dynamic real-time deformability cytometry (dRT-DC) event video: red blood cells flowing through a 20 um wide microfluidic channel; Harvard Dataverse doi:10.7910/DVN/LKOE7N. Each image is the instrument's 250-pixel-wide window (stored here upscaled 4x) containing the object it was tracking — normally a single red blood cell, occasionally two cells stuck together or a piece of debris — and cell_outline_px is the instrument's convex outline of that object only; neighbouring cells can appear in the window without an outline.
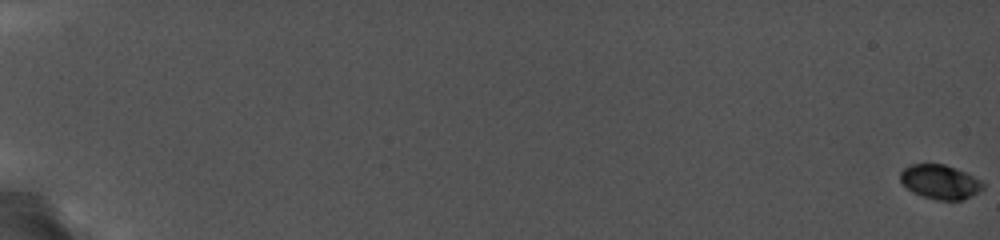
{"species": "common noctule bat (a hibernating species)", "species_latin": "Nyctalus noctula", "temperature_condition": "cold", "stored_images_in_passage": 26, "camera_frame_rate_fps": 5000, "um_per_image_px": 0.085, "animal": {"sex": "female", "body_mass_g": 19.0, "forearm_length_mm": 56.7}, "frame": {"image": 1, "passage_image": 1, "time_ms": 0.0, "image_size_px": [1000, 240], "cell_outline_px": [[984, 188], [964, 200], [936, 200], [912, 192], [900, 180], [900, 172], [908, 164], [944, 164], [956, 168], [980, 180], [984, 184]], "centroid_in_image_um": [79.9, 15.45], "position_along_channel_um": 5.1, "area_um2": 16.42}}
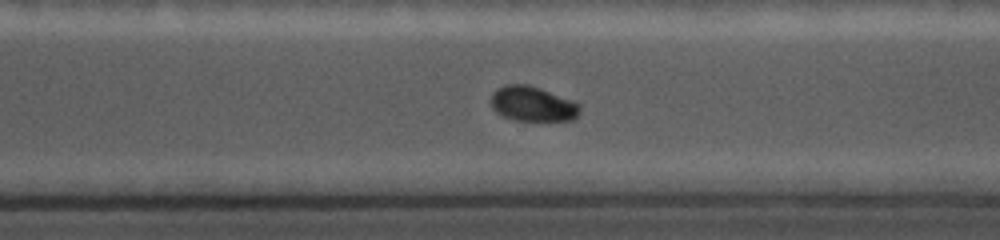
{"frame": {"image": 2, "passage_image": 21, "time_ms": 14.8, "image_size_px": [1000, 240], "cell_outline_px": [[580, 108], [576, 116], [572, 120], [516, 120], [504, 116], [496, 112], [492, 108], [492, 92], [496, 88], [504, 84], [528, 84], [540, 88], [580, 104]], "centroid_in_image_um": [45.23, 8.81], "position_along_channel_um": 325.4, "area_um2": 17.86}}
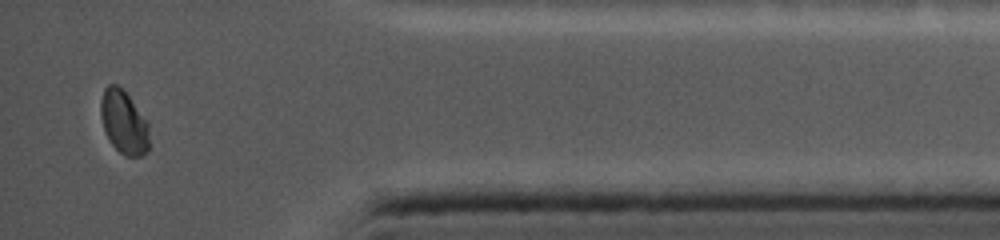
{"frame": {"image": 3, "passage_image": 26, "time_ms": 17.8, "image_size_px": [1000, 240], "cell_outline_px": [[148, 152], [140, 156], [124, 156], [112, 144], [104, 128], [100, 116], [100, 100], [104, 88], [108, 84], [116, 84], [128, 96], [148, 124]], "centroid_in_image_um": [10.5, 10.4], "position_along_channel_um": 424.7, "area_um2": 17.57}}